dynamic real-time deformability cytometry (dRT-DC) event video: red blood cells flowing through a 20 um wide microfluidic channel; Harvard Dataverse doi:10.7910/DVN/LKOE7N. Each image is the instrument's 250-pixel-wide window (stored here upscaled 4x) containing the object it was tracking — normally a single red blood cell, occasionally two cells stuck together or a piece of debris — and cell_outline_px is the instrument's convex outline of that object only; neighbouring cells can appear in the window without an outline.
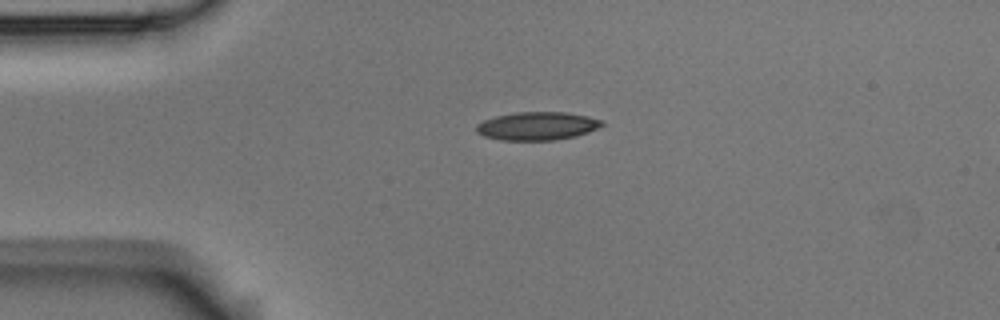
{"species": "Egyptian fruit bat (a non-hibernating species)", "species_latin": "Rousettus aegyptiacus", "temperature_condition": "room temperature", "stored_images_in_passage": 2, "camera_frame_rate_fps": 3000, "um_per_image_px": 0.085, "animal": {"sex": "male"}, "frame": {"image": 1, "passage_image": 1, "time_ms": 0.0, "image_size_px": [1000, 320], "cell_outline_px": [[604, 124], [600, 128], [576, 136], [556, 140], [500, 140], [484, 136], [476, 132], [476, 124], [484, 120], [496, 116], [516, 112], [568, 112], [588, 116], [604, 120]], "centroid_in_image_um": [45.7, 10.71], "position_along_channel_um": 39.3, "area_um2": 20.87}}